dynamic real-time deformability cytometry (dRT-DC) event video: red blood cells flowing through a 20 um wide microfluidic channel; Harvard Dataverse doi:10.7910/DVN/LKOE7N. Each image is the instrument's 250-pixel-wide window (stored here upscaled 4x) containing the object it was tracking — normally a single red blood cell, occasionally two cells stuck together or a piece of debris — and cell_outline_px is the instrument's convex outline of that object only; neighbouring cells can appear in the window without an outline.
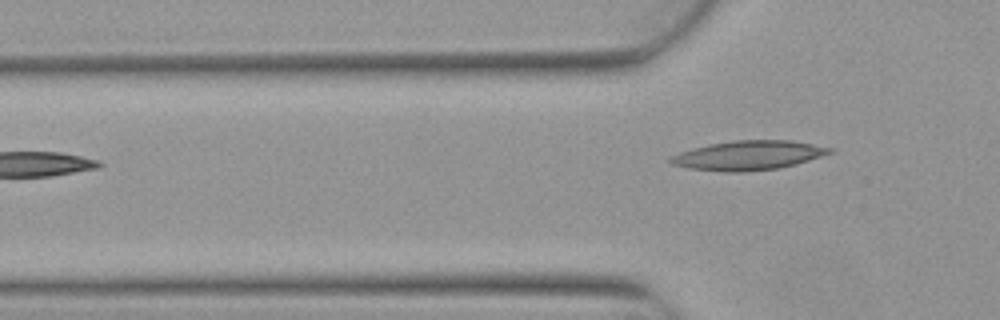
{"species": "Egyptian fruit bat (a non-hibernating species)", "species_latin": "Rousettus aegyptiacus", "temperature_condition": "warm", "stored_images_in_passage": 4, "camera_frame_rate_fps": 3000, "um_per_image_px": 0.085, "animal": {"sex": "female"}, "frame": {"image": 1, "passage_image": 4, "time_ms": 1.0, "image_size_px": [1000, 320], "cell_outline_px": [[832, 152], [796, 164], [776, 168], [744, 172], [728, 172], [688, 168], [672, 164], [668, 160], [668, 156], [692, 148], [708, 144], [732, 140], [792, 140], [832, 148]], "centroid_in_image_um": [63.55, 13.2], "position_along_channel_um": 62.3, "area_um2": 27.11}}